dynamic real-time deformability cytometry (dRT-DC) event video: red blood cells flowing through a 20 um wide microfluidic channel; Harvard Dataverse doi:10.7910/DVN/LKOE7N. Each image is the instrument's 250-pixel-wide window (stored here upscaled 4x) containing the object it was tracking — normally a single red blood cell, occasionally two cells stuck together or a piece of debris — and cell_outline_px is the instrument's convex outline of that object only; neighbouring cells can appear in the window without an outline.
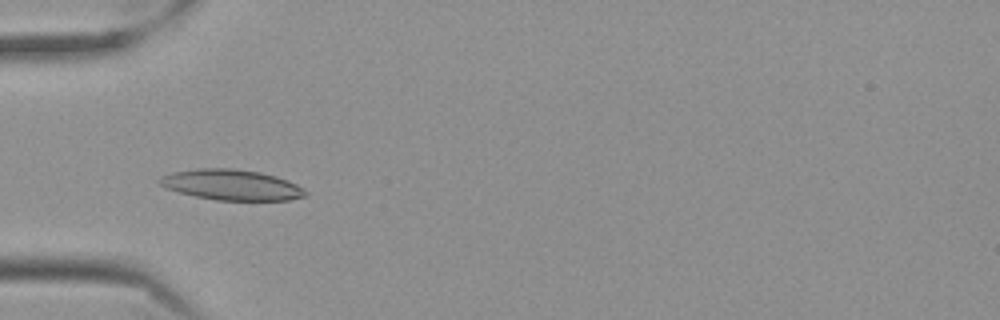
{"species": "Egyptian fruit bat (a non-hibernating species)", "species_latin": "Rousettus aegyptiacus", "temperature_condition": "cold", "stored_images_in_passage": 55, "camera_frame_rate_fps": 3000, "um_per_image_px": 0.085, "frame": {"image": 1, "passage_image": 16, "time_ms": 5.0, "image_size_px": [1000, 320], "cell_outline_px": [[308, 192], [304, 196], [288, 200], [216, 200], [196, 196], [180, 192], [168, 188], [160, 184], [156, 180], [172, 172], [196, 168], [232, 168], [260, 172], [276, 176], [288, 180], [304, 188]], "centroid_in_image_um": [19.7, 15.7], "position_along_channel_um": 65.3, "area_um2": 25.84}}
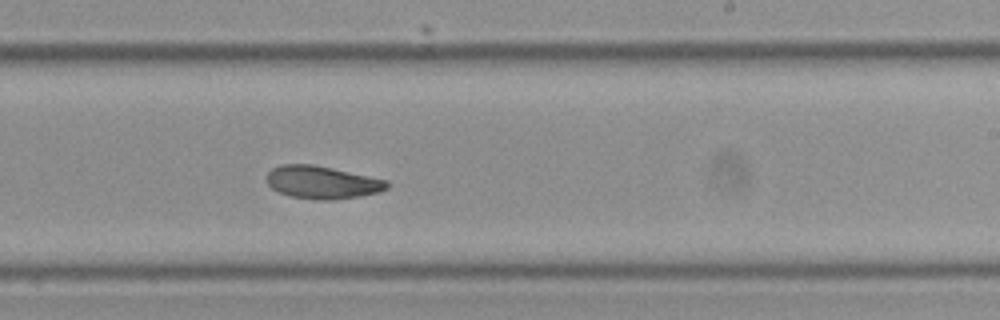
{"frame": {"image": 2, "passage_image": 33, "time_ms": 10.667, "image_size_px": [1000, 320], "cell_outline_px": [[388, 188], [380, 192], [360, 196], [336, 200], [320, 200], [292, 196], [280, 192], [272, 188], [268, 184], [268, 172], [272, 168], [280, 164], [312, 164], [332, 168], [388, 180]], "centroid_in_image_um": [27.41, 15.5], "position_along_channel_um": 261.6, "area_um2": 22.89}}
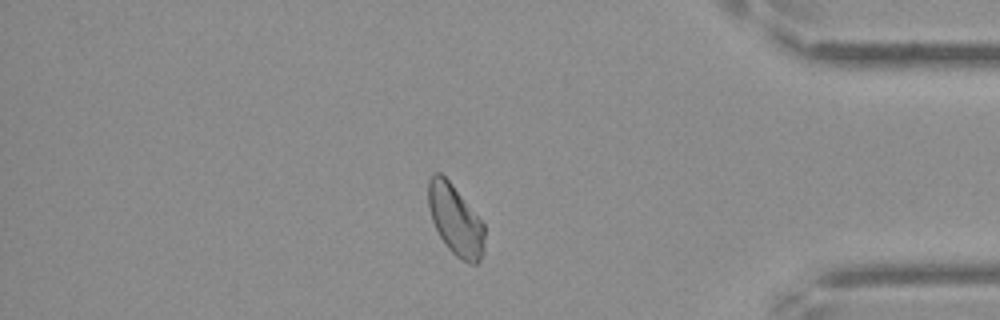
{"frame": {"image": 3, "passage_image": 47, "time_ms": 15.333, "image_size_px": [1000, 320], "cell_outline_px": [[484, 252], [480, 260], [476, 264], [468, 264], [456, 256], [448, 248], [440, 236], [432, 220], [428, 208], [428, 180], [436, 172], [440, 172], [452, 184], [484, 224]], "centroid_in_image_um": [38.71, 18.72], "position_along_channel_um": 396.5, "area_um2": 22.95}, "authors_computed_cell_mechanics": {"area_um2": 23.5246, "velocity_mm_per_s": 3.4826, "shape_relaxation_time_tau1_ms": null, "shape_relaxation_time_tau2_ms": 4.2716, "deformation_change_tau1": null, "deformation_change_tau2": 0.0844}}